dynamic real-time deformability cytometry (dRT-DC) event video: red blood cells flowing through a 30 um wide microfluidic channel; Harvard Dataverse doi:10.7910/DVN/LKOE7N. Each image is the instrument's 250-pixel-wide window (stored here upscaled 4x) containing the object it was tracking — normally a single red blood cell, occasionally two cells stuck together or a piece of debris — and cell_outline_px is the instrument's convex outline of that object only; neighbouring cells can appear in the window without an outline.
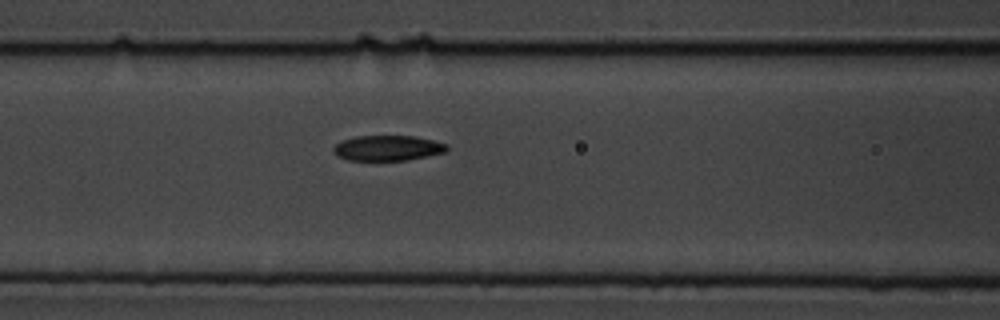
{"species": "common noctule bat (a hibernating species)", "species_latin": "Nyctalus noctula", "temperature_condition": "cold", "stored_images_in_passage": 4, "segment_of_instrument_passage": [2, 2], "camera_frame_rate_fps": 3000, "um_per_image_px": 0.085, "animal": {"sex": "male", "body_mass_g": 19.5, "forearm_length_mm": 54.6}, "frame": {"image": 1, "passage_image": 4, "time_ms": 3.333, "image_size_px": [1000, 320], "cell_outline_px": [[448, 148], [444, 152], [428, 156], [408, 160], [348, 160], [336, 156], [332, 152], [332, 148], [340, 140], [356, 136], [416, 136], [448, 144]], "centroid_in_image_um": [32.91, 12.58], "position_along_channel_um": 133.7, "area_um2": 16.88}}